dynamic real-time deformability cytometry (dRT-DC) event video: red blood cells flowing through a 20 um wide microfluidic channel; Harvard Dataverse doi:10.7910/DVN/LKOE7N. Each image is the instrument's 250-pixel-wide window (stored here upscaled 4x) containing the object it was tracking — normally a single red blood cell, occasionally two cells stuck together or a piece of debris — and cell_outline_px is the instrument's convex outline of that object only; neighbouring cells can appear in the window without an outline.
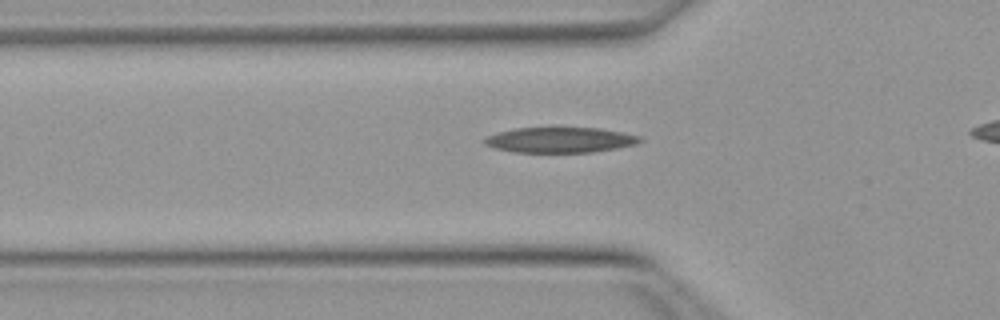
{"species": "Egyptian fruit bat (a non-hibernating species)", "species_latin": "Rousettus aegyptiacus", "temperature_condition": "warm", "stored_images_in_passage": 29, "camera_frame_rate_fps": 3000, "um_per_image_px": 0.085, "animal": {"sex": "female"}, "frame": {"image": 1, "passage_image": 4, "time_ms": 1.0, "image_size_px": [1000, 320], "cell_outline_px": [[644, 140], [636, 144], [616, 148], [592, 152], [512, 152], [492, 148], [484, 144], [480, 140], [484, 136], [496, 132], [516, 128], [552, 124], [556, 124], [600, 128], [640, 136]], "centroid_in_image_um": [47.5, 11.84], "position_along_channel_um": 78.3, "area_um2": 24.45}}
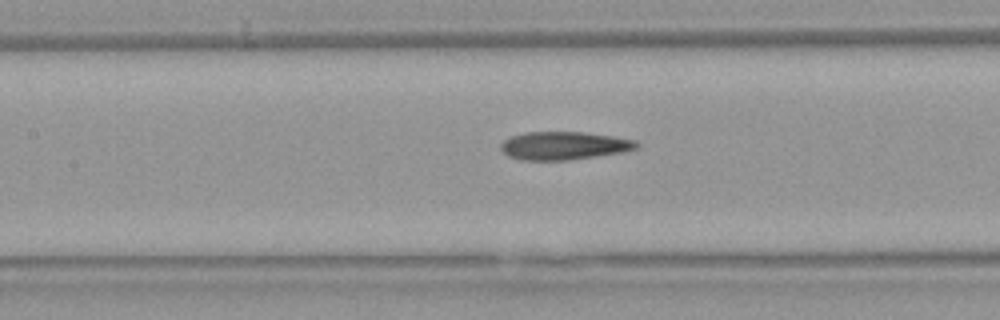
{"frame": {"image": 2, "passage_image": 10, "time_ms": 3.0, "image_size_px": [1000, 320], "cell_outline_px": [[640, 148], [628, 152], [568, 160], [520, 160], [508, 156], [500, 148], [500, 144], [504, 140], [512, 136], [524, 132], [584, 132], [612, 136], [636, 140], [640, 144]], "centroid_in_image_um": [48.0, 12.39], "position_along_channel_um": 159.4, "area_um2": 22.54}}
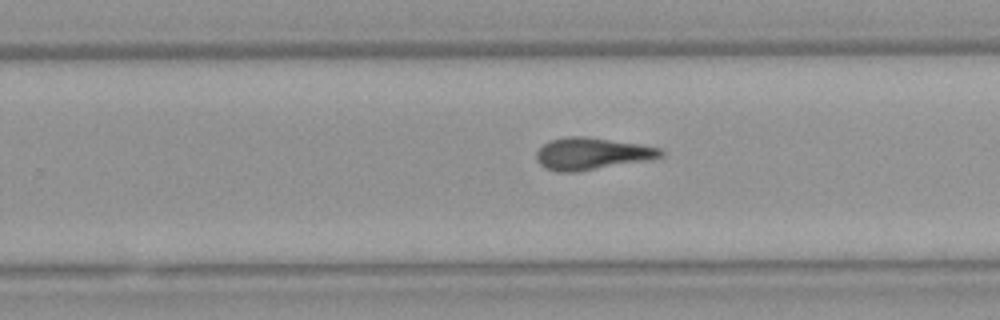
{"frame": {"image": 3, "passage_image": 19, "time_ms": 6.0, "image_size_px": [1000, 320], "cell_outline_px": [[664, 156], [652, 160], [576, 172], [556, 172], [544, 168], [536, 160], [536, 152], [548, 140], [568, 136], [584, 136], [640, 144], [664, 148]], "centroid_in_image_um": [50.34, 13.07], "position_along_channel_um": 279.5, "area_um2": 23.64}}